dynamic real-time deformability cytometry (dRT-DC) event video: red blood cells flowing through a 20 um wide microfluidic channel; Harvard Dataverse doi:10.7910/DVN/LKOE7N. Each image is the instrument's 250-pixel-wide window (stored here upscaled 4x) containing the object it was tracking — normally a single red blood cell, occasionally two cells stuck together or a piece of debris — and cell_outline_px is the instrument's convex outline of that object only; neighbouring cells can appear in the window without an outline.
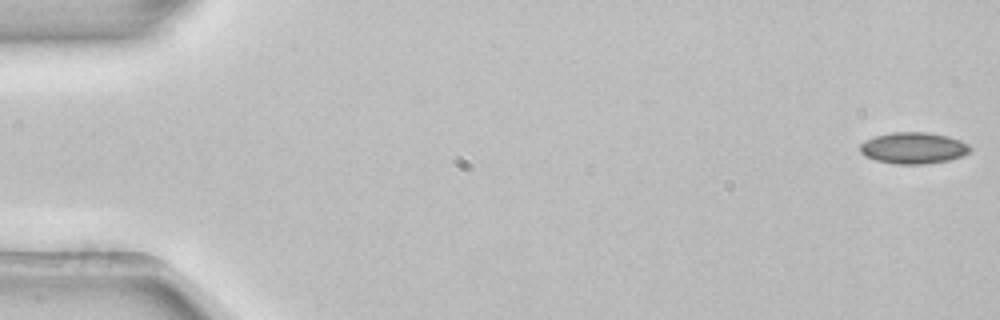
{"species": "common noctule bat (a hibernating species)", "species_latin": "Nyctalus noctula", "temperature_condition": "room temperature", "stored_images_in_passage": 4, "segment_of_instrument_passage": [2, 2], "camera_frame_rate_fps": 3000, "um_per_image_px": 0.085, "animal": {"sex": "female", "body_mass_g": 22.7, "forearm_length_mm": 54.2}, "frame": {"image": 1, "passage_image": 4, "time_ms": 1.0, "image_size_px": [1000, 320], "cell_outline_px": [[972, 148], [968, 152], [960, 156], [948, 160], [924, 164], [896, 164], [876, 160], [864, 156], [860, 152], [860, 144], [864, 140], [876, 136], [892, 132], [928, 132], [948, 136], [960, 140], [968, 144]], "centroid_in_image_um": [77.62, 12.57], "position_along_channel_um": 7.4, "area_um2": 20.11}}